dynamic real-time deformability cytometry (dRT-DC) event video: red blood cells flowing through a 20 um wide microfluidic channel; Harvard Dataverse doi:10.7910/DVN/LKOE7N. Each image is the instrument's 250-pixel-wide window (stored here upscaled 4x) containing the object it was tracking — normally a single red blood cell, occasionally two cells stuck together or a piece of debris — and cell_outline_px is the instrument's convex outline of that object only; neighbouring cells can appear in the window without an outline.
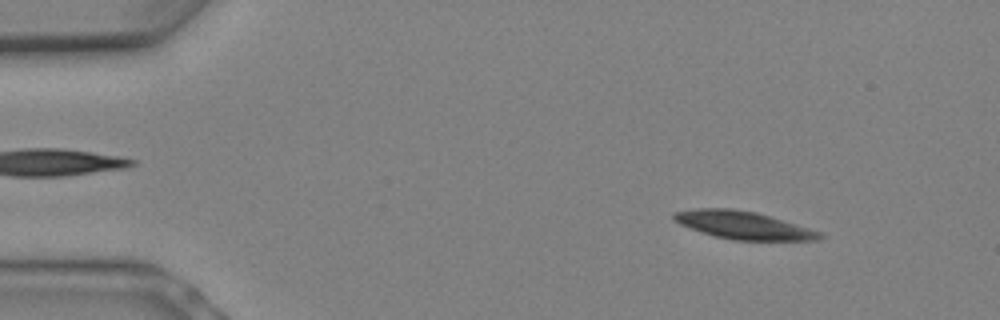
{"species": "Egyptian fruit bat (a non-hibernating species)", "species_latin": "Rousettus aegyptiacus", "temperature_condition": "warm", "stored_images_in_passage": 7, "camera_frame_rate_fps": 3000, "um_per_image_px": 0.085, "animal": {"sex": "female"}, "frame": {"image": 1, "passage_image": 2, "time_ms": 0.333, "image_size_px": [1000, 320], "cell_outline_px": [[824, 236], [816, 240], [732, 240], [712, 236], [680, 224], [672, 220], [672, 212], [696, 208], [728, 208], [756, 212], [796, 224], [820, 232]], "centroid_in_image_um": [63.1, 19.14], "position_along_channel_um": 21.9, "area_um2": 23.52}}
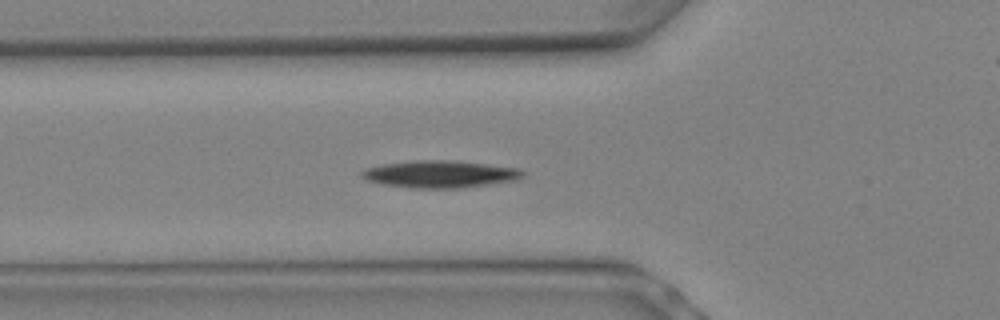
{"frame": {"image": 2, "passage_image": 7, "time_ms": 2.0, "image_size_px": [1000, 320], "cell_outline_px": [[524, 176], [516, 180], [460, 188], [412, 188], [380, 184], [368, 180], [360, 176], [360, 172], [364, 168], [384, 164], [412, 160], [456, 160], [520, 168], [524, 172]], "centroid_in_image_um": [37.39, 14.79], "position_along_channel_um": 88.4, "area_um2": 25.72}}